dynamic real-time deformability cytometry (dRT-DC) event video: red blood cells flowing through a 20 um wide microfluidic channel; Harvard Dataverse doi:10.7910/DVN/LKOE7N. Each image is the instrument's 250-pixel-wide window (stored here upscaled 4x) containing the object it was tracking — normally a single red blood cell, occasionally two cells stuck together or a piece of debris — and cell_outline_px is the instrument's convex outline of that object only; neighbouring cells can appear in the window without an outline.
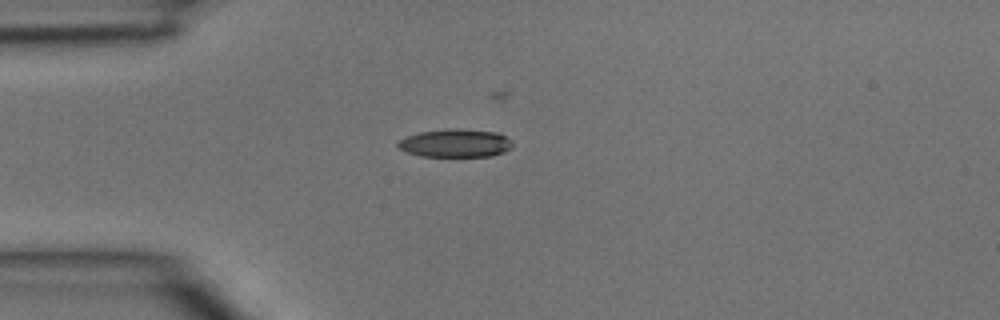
{"species": "common noctule bat (a hibernating species)", "species_latin": "Nyctalus noctula", "temperature_condition": "room temperature", "stored_images_in_passage": 3, "camera_frame_rate_fps": 3000, "um_per_image_px": 0.085, "animal": {"sex": "male", "body_mass_g": 15.6}, "frame": {"image": 1, "passage_image": 2, "time_ms": 0.333, "image_size_px": [1000, 320], "cell_outline_px": [[512, 148], [504, 152], [492, 156], [420, 156], [408, 152], [400, 148], [396, 144], [400, 140], [408, 136], [420, 132], [448, 128], [456, 128], [496, 132], [504, 136], [512, 144]], "centroid_in_image_um": [38.71, 12.16], "position_along_channel_um": 46.3, "area_um2": 18.61}}
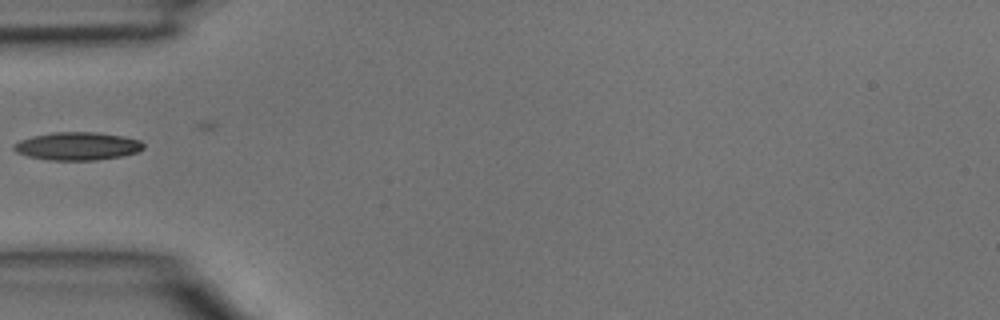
{"frame": {"image": 2, "passage_image": 3, "time_ms": 0.667, "image_size_px": [1000, 320], "cell_outline_px": [[144, 148], [136, 152], [120, 156], [96, 160], [52, 160], [28, 156], [16, 152], [12, 148], [12, 144], [20, 140], [32, 136], [56, 132], [96, 132], [124, 136], [140, 140], [144, 144]], "centroid_in_image_um": [6.57, 12.41], "position_along_channel_um": 78.4, "area_um2": 21.1}}